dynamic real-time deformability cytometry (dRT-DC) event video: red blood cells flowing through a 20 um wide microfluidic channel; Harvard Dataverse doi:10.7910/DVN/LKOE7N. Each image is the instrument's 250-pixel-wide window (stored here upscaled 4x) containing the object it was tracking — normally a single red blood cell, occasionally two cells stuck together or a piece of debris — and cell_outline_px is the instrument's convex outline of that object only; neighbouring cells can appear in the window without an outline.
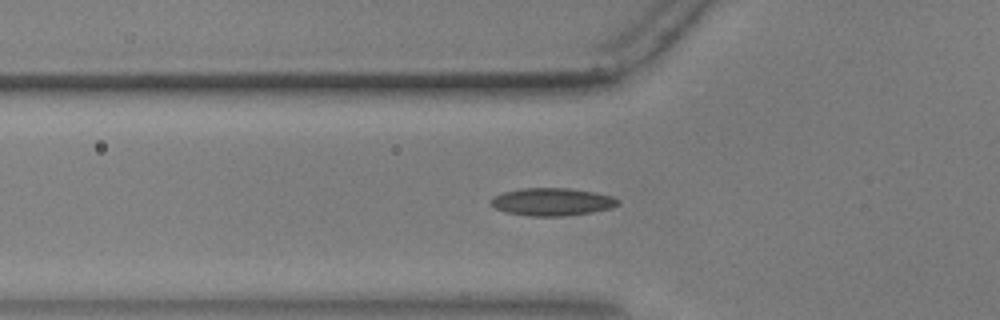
{"species": "common noctule bat (a hibernating species)", "species_latin": "Nyctalus noctula", "temperature_condition": "warm", "stored_images_in_passage": 54, "camera_frame_rate_fps": 3000, "um_per_image_px": 0.085, "animal": {"sex": "male", "body_mass_g": 17.9, "forearm_length_mm": 54.2}, "frame": {"image": 1, "passage_image": 18, "time_ms": 5.667, "image_size_px": [1000, 320], "cell_outline_px": [[620, 204], [612, 208], [592, 212], [564, 216], [528, 216], [504, 212], [496, 208], [492, 204], [492, 196], [504, 192], [520, 188], [568, 188], [596, 192], [612, 196], [620, 200]], "centroid_in_image_um": [46.96, 17.15], "position_along_channel_um": 78.8, "area_um2": 20.63}}
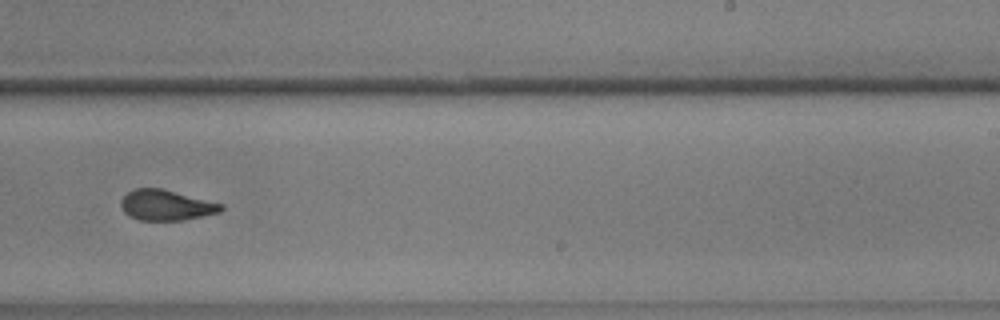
{"frame": {"image": 2, "passage_image": 34, "time_ms": 11.0, "image_size_px": [1000, 320], "cell_outline_px": [[224, 208], [220, 212], [184, 220], [140, 220], [128, 216], [124, 212], [120, 204], [120, 200], [132, 188], [164, 188], [224, 204]], "centroid_in_image_um": [14.12, 17.42], "position_along_channel_um": 274.9, "area_um2": 18.03}}
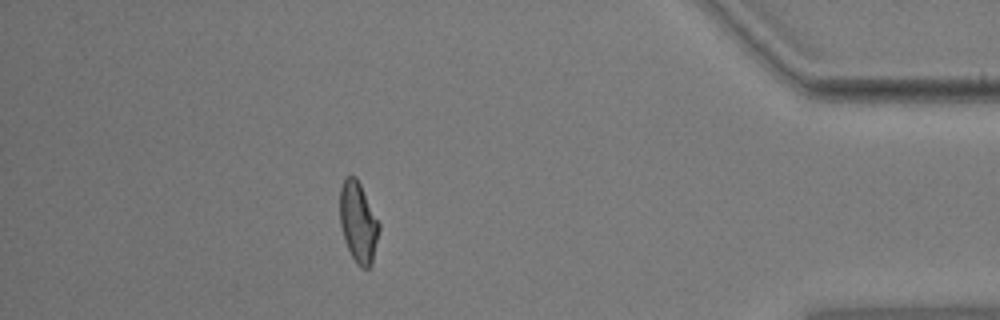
{"frame": {"image": 3, "passage_image": 48, "time_ms": 15.667, "image_size_px": [1000, 320], "cell_outline_px": [[380, 228], [372, 264], [368, 268], [360, 268], [356, 264], [344, 240], [340, 224], [340, 188], [344, 176], [356, 176], [380, 224]], "centroid_in_image_um": [30.44, 18.9], "position_along_channel_um": 404.8, "area_um2": 18.44}, "authors_computed_cell_mechanics": {"area_um2": 18.4382, "velocity_mm_per_s": 3.6657, "shape_relaxation_time_tau1_ms": 9.0949, "shape_relaxation_time_tau2_ms": 1.652, "deformation_change_tau1": 0.2163, "deformation_change_tau2": 0.0652}}